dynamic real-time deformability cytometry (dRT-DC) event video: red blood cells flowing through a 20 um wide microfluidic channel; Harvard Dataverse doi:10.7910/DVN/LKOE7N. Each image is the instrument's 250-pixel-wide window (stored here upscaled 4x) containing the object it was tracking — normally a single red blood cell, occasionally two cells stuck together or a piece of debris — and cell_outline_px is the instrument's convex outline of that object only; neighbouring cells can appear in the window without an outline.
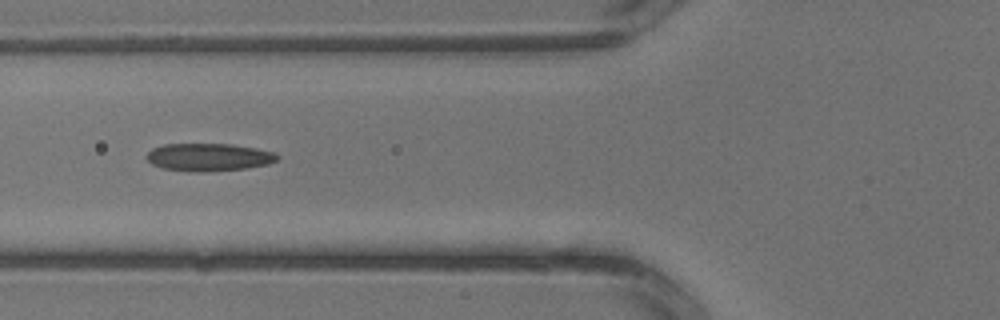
{"species": "common noctule bat (a hibernating species)", "species_latin": "Nyctalus noctula", "temperature_condition": "warm", "stored_images_in_passage": 3, "camera_frame_rate_fps": 3000, "um_per_image_px": 0.085, "animal": {"sex": "male", "body_mass_g": 13.3}, "frame": {"image": 1, "passage_image": 3, "time_ms": 0.667, "image_size_px": [1000, 320], "cell_outline_px": [[280, 156], [276, 160], [268, 164], [248, 168], [204, 172], [188, 172], [160, 168], [152, 164], [144, 156], [152, 148], [164, 144], [232, 144], [256, 148], [272, 152]], "centroid_in_image_um": [17.7, 13.37], "position_along_channel_um": 108.1, "area_um2": 21.33}}